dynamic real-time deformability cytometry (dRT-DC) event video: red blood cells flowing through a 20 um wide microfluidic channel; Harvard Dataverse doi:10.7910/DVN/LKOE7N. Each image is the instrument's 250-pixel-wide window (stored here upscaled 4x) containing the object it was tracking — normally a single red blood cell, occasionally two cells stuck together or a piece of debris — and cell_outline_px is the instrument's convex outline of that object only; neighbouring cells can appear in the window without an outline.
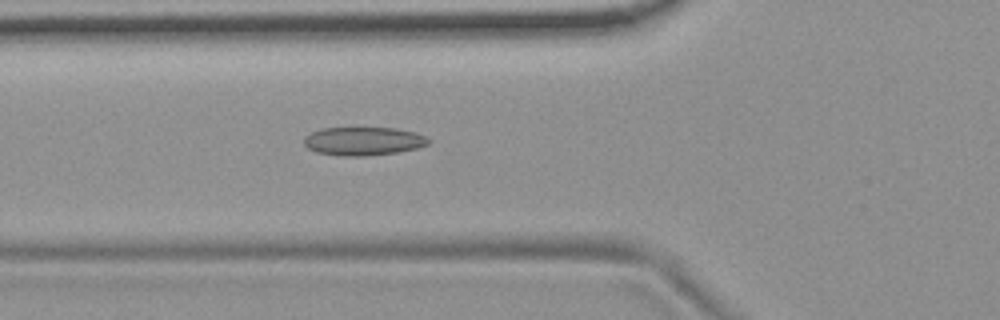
{"species": "common noctule bat (a hibernating species)", "species_latin": "Nyctalus noctula", "temperature_condition": "room temperature", "stored_images_in_passage": 55, "camera_frame_rate_fps": 3000, "um_per_image_px": 0.085, "animal": {"sex": "female", "body_mass_g": 19.9}, "frame": {"image": 1, "passage_image": 20, "time_ms": 6.333, "image_size_px": [1000, 320], "cell_outline_px": [[432, 140], [428, 144], [416, 148], [400, 152], [368, 156], [340, 156], [316, 152], [308, 148], [304, 144], [304, 136], [312, 132], [324, 128], [396, 128], [416, 132], [428, 136]], "centroid_in_image_um": [30.93, 12.0], "position_along_channel_um": 94.9, "area_um2": 20.87}}
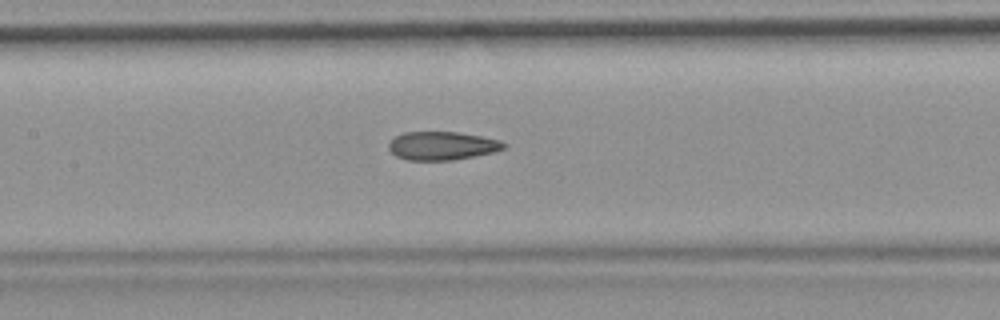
{"frame": {"image": 2, "passage_image": 26, "time_ms": 8.333, "image_size_px": [1000, 320], "cell_outline_px": [[508, 144], [504, 148], [496, 152], [452, 160], [404, 160], [396, 156], [388, 148], [388, 144], [396, 136], [404, 132], [460, 132], [500, 140]], "centroid_in_image_um": [37.59, 12.39], "position_along_channel_um": 169.8, "area_um2": 19.13}}
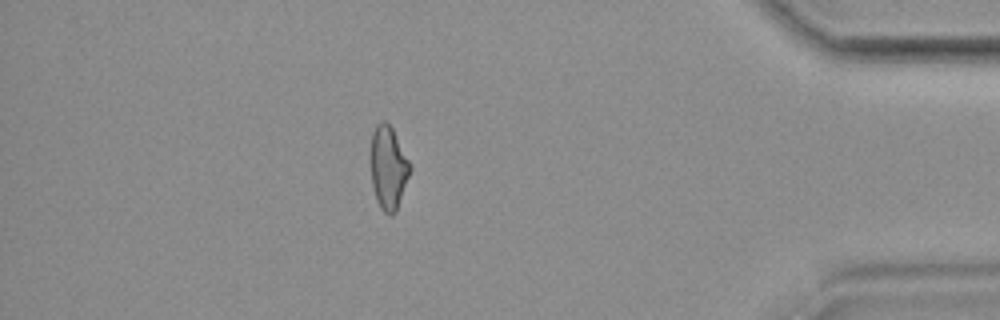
{"frame": {"image": 3, "passage_image": 48, "time_ms": 15.667, "image_size_px": [1000, 320], "cell_outline_px": [[412, 168], [396, 212], [392, 216], [388, 216], [380, 208], [376, 200], [372, 184], [372, 132], [376, 124], [380, 120], [384, 120], [392, 128], [412, 164]], "centroid_in_image_um": [33.04, 14.27], "position_along_channel_um": 402.2, "area_um2": 19.13}, "authors_computed_cell_mechanics": {"area_um2": 20.1144, "velocity_mm_per_s": 3.7237, "shape_relaxation_time_tau1_ms": null, "shape_relaxation_time_tau2_ms": 1.9824, "deformation_change_tau1": null, "deformation_change_tau2": 0.0808}}